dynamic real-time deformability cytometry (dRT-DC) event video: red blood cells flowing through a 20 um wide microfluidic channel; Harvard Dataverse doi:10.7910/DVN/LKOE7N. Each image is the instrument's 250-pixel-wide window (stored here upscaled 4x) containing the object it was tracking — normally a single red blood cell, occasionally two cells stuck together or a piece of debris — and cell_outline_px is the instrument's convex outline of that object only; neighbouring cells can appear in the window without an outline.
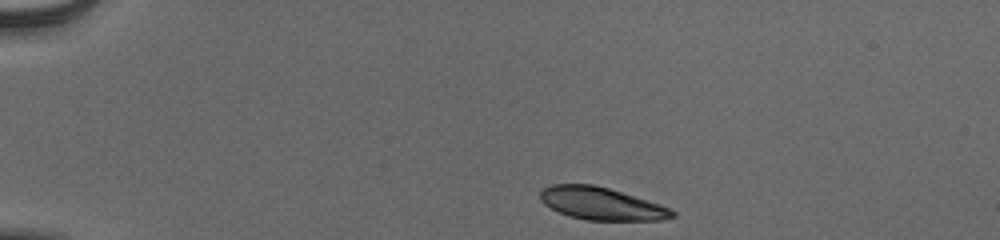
{"species": "human", "species_latin": "Homo sapiens", "temperature_condition": "cold", "stored_images_in_passage": 44, "camera_frame_rate_fps": 3000, "um_per_image_px": 0.085, "donor": {"sex": "male"}, "frame": {"image": 1, "passage_image": 1, "time_ms": 0.0, "image_size_px": [1000, 240], "cell_outline_px": [[676, 216], [660, 220], [588, 220], [572, 216], [560, 212], [544, 204], [540, 200], [540, 192], [544, 188], [552, 184], [592, 184], [608, 188], [668, 208], [676, 212]], "centroid_in_image_um": [51.07, 17.31], "position_along_channel_um": 33.9, "area_um2": 24.39}}
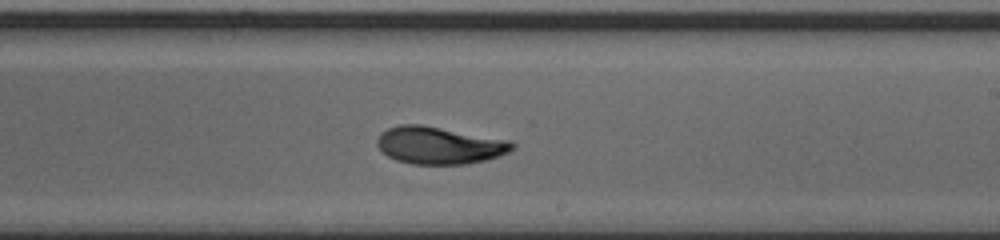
{"frame": {"image": 2, "passage_image": 24, "time_ms": 7.667, "image_size_px": [1000, 240], "cell_outline_px": [[516, 148], [500, 156], [468, 164], [412, 164], [396, 160], [388, 156], [376, 144], [376, 140], [380, 132], [388, 128], [400, 124], [420, 124], [512, 140], [516, 144]], "centroid_in_image_um": [37.37, 12.35], "position_along_channel_um": 251.6, "area_um2": 29.65}}
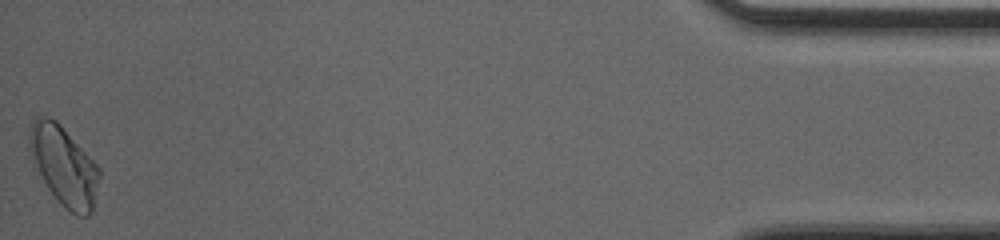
{"frame": {"image": 3, "passage_image": 44, "time_ms": 14.333, "image_size_px": [1000, 240], "cell_outline_px": [[100, 176], [92, 212], [88, 216], [76, 216], [64, 208], [60, 204], [48, 188], [32, 160], [28, 148], [28, 132], [32, 120], [36, 116], [48, 116], [56, 120], [60, 124], [100, 168]], "centroid_in_image_um": [5.41, 14.09], "position_along_channel_um": 429.8, "area_um2": 32.37}, "authors_computed_cell_mechanics": {"area_um2": 29.0445, "velocity_mm_per_s": 3.8715, "shape_relaxation_time_tau1_ms": 3.9888, "shape_relaxation_time_tau2_ms": 2.8432, "deformation_change_tau1": 0.1469, "deformation_change_tau2": 0.0593}}